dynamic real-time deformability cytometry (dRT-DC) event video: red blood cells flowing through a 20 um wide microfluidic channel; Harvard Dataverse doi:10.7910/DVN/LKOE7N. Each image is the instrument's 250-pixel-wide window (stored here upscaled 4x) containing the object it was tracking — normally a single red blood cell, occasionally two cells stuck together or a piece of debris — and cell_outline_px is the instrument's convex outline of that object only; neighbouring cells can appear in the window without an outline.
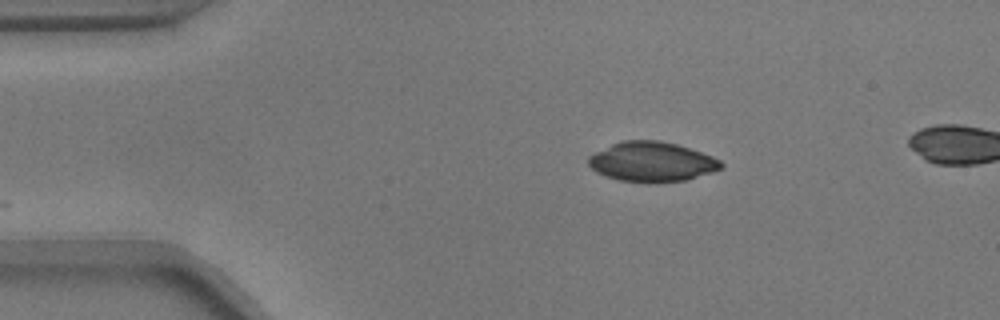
{"species": "common noctule bat (a hibernating species)", "species_latin": "Nyctalus noctula", "temperature_condition": "warm", "stored_images_in_passage": 7, "camera_frame_rate_fps": 3000, "um_per_image_px": 0.085, "animal": {"sex": "male", "body_mass_g": 17.9}, "frame": {"image": 1, "passage_image": 1, "time_ms": 0.0, "image_size_px": [1000, 320], "cell_outline_px": [[724, 164], [720, 168], [712, 172], [684, 180], [620, 180], [604, 176], [596, 172], [588, 164], [588, 156], [620, 140], [660, 140], [676, 144], [712, 156], [720, 160]], "centroid_in_image_um": [55.38, 13.71], "position_along_channel_um": 29.6, "area_um2": 29.88}}